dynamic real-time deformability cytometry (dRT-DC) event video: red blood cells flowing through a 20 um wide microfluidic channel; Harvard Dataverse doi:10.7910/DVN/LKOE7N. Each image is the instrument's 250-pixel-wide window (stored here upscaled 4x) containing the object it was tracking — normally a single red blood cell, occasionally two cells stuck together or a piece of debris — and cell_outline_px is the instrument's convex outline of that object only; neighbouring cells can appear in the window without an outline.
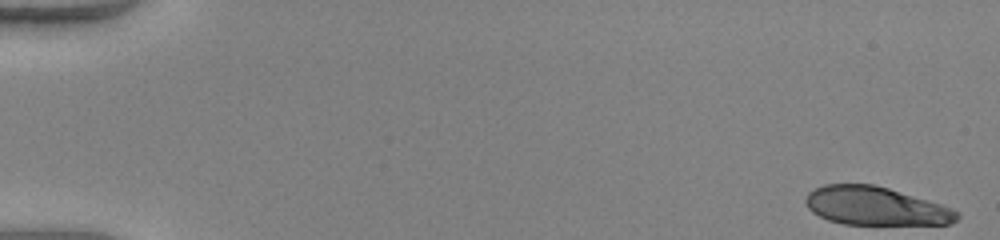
{"species": "human", "species_latin": "Homo sapiens", "temperature_condition": "warm", "stored_images_in_passage": 50, "camera_frame_rate_fps": 3000, "um_per_image_px": 0.085, "donor": {"sex": "female"}, "frame": {"image": 1, "passage_image": 1, "time_ms": 0.0, "image_size_px": [1000, 240], "cell_outline_px": [[960, 216], [956, 220], [948, 224], [844, 224], [828, 220], [812, 212], [808, 208], [804, 200], [808, 192], [824, 184], [872, 184], [888, 188], [940, 204], [952, 208], [960, 212]], "centroid_in_image_um": [74.4, 17.51], "position_along_channel_um": 10.6, "area_um2": 33.7}}
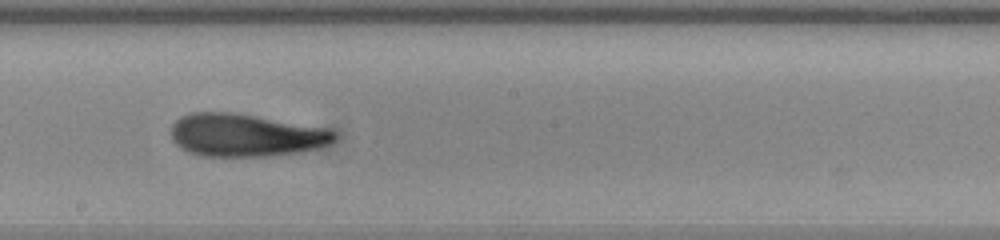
{"frame": {"image": 2, "passage_image": 29, "time_ms": 9.333, "image_size_px": [1000, 240], "cell_outline_px": [[336, 140], [332, 144], [320, 148], [300, 152], [264, 156], [200, 156], [188, 152], [180, 148], [172, 140], [172, 124], [180, 116], [192, 112], [232, 112], [332, 128], [336, 132]], "centroid_in_image_um": [20.92, 11.48], "position_along_channel_um": 227.3, "area_um2": 41.33}}
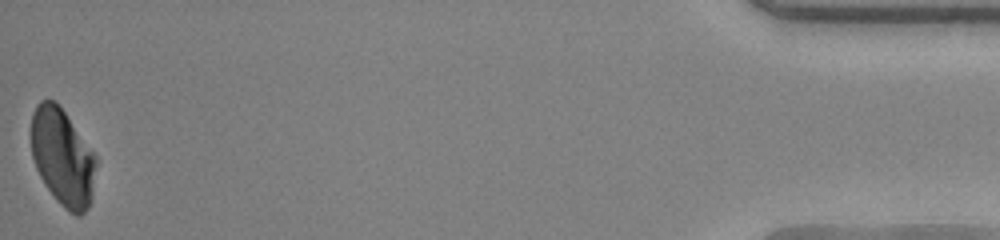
{"frame": {"image": 3, "passage_image": 50, "time_ms": 16.333, "image_size_px": [1000, 240], "cell_outline_px": [[96, 164], [92, 196], [88, 208], [80, 216], [76, 216], [68, 212], [56, 200], [44, 184], [36, 168], [32, 156], [32, 112], [36, 104], [40, 100], [56, 100], [96, 156]], "centroid_in_image_um": [5.31, 13.38], "position_along_channel_um": 429.9, "area_um2": 36.65}, "authors_computed_cell_mechanics": {"area_um2": 38.7838, "velocity_mm_per_s": 4.1386, "shape_relaxation_time_tau1_ms": null, "shape_relaxation_time_tau2_ms": 1.1644, "deformation_change_tau1": null, "deformation_change_tau2": 0.069}}